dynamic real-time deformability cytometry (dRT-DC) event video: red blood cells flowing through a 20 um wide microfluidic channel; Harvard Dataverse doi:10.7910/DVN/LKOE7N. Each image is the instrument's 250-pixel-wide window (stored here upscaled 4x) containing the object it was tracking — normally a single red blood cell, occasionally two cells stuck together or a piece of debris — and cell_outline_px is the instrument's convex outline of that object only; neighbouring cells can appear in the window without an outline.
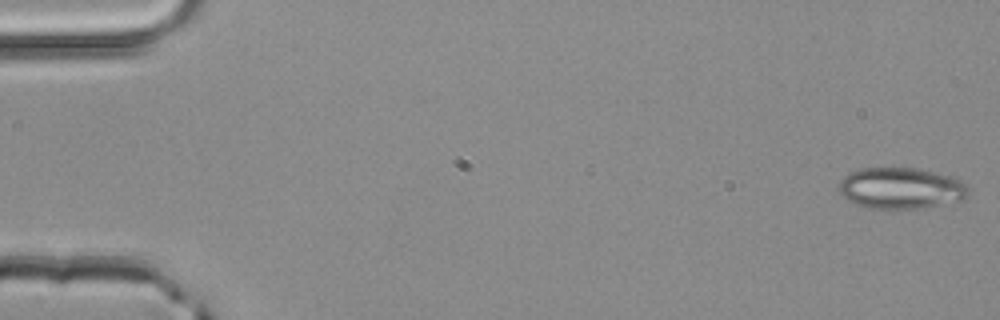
{"species": "common noctule bat (a hibernating species)", "species_latin": "Nyctalus noctula", "temperature_condition": "room temperature", "stored_images_in_passage": 3, "camera_frame_rate_fps": 3000, "um_per_image_px": 0.085, "animal": {"sex": "male", "body_mass_g": 20.4}, "frame": {"image": 1, "passage_image": 1, "time_ms": 0.0, "image_size_px": [1000, 320], "cell_outline_px": [[968, 196], [964, 200], [924, 208], [864, 208], [848, 200], [836, 188], [840, 180], [848, 172], [860, 168], [920, 168], [936, 172], [960, 180], [968, 188]], "centroid_in_image_um": [76.55, 15.99], "position_along_channel_um": 8.4, "area_um2": 31.39}}